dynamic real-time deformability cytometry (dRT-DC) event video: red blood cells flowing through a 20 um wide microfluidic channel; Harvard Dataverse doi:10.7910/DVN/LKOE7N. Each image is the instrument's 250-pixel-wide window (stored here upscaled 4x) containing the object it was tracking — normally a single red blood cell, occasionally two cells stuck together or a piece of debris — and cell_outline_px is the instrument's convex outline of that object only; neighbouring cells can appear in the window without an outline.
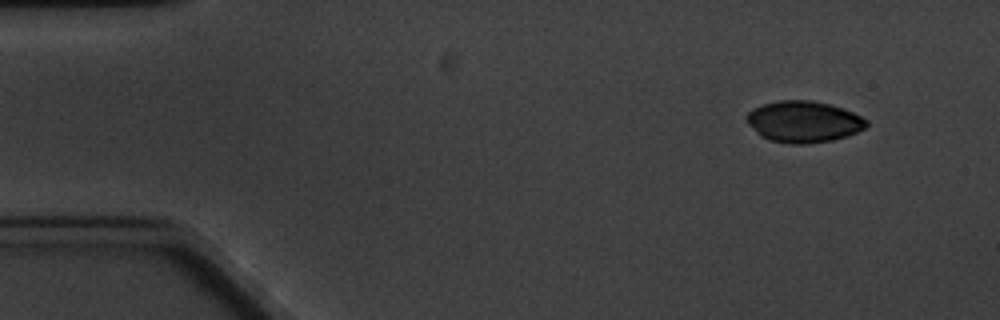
{"species": "common noctule bat (a hibernating species)", "species_latin": "Nyctalus noctula", "temperature_condition": "cold", "stored_images_in_passage": 7, "camera_frame_rate_fps": 3000, "um_per_image_px": 0.085, "animal": {"sex": "male", "body_mass_g": 20.1, "forearm_length_mm": 53.5}, "frame": {"image": 1, "passage_image": 1, "time_ms": 0.0, "image_size_px": [1000, 320], "cell_outline_px": [[868, 124], [864, 128], [848, 136], [832, 140], [804, 144], [788, 144], [768, 140], [760, 136], [748, 124], [744, 116], [752, 108], [764, 104], [780, 100], [812, 100], [844, 108], [868, 120]], "centroid_in_image_um": [68.28, 10.35], "position_along_channel_um": 16.7, "area_um2": 29.07}}
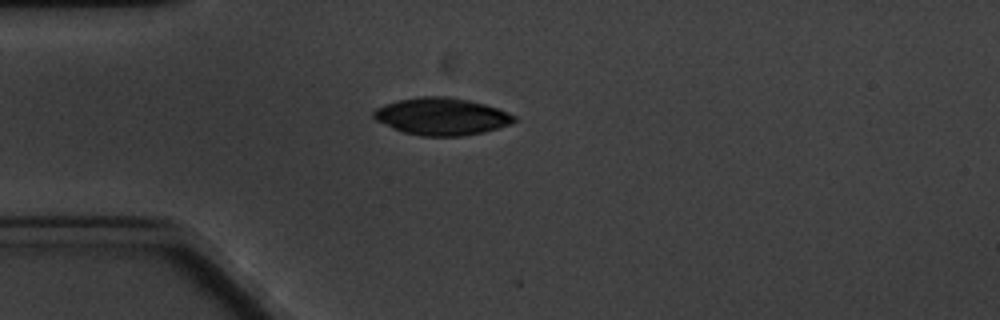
{"frame": {"image": 2, "passage_image": 3, "time_ms": 3.333, "image_size_px": [1000, 320], "cell_outline_px": [[516, 120], [508, 124], [484, 132], [460, 136], [420, 136], [404, 132], [392, 128], [376, 120], [372, 116], [372, 112], [376, 108], [384, 104], [400, 100], [420, 96], [448, 96], [468, 100], [484, 104], [508, 112], [516, 116]], "centroid_in_image_um": [37.5, 9.89], "position_along_channel_um": 47.5, "area_um2": 30.35}}